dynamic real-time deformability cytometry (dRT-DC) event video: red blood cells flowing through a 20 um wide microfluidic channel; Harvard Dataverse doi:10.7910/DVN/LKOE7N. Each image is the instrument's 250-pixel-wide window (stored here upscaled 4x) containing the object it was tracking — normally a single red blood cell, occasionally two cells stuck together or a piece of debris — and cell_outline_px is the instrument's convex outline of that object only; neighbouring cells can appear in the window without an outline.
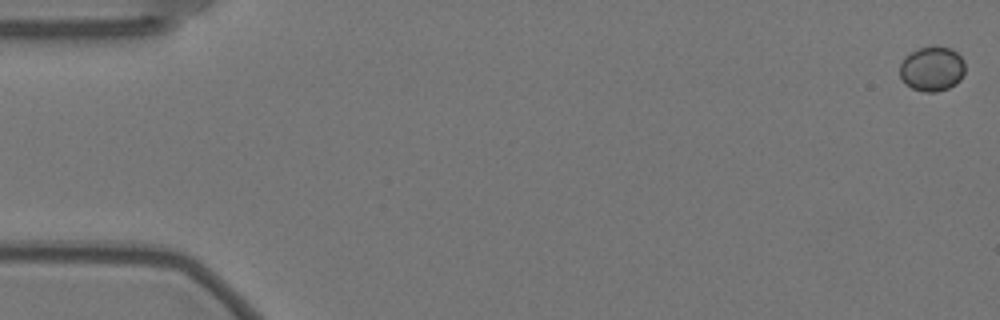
{"species": "Egyptian fruit bat (a non-hibernating species)", "species_latin": "Rousettus aegyptiacus", "temperature_condition": "warm", "stored_images_in_passage": 58, "camera_frame_rate_fps": 3000, "um_per_image_px": 0.085, "animal": {"sex": "female"}, "frame": {"image": 1, "passage_image": 1, "time_ms": 0.0, "image_size_px": [1000, 320], "cell_outline_px": [[964, 76], [956, 84], [948, 88], [936, 92], [924, 92], [912, 88], [904, 84], [900, 76], [900, 64], [904, 56], [920, 48], [932, 44], [952, 48], [964, 60]], "centroid_in_image_um": [79.22, 5.83], "position_along_channel_um": 5.8, "area_um2": 17.4}}
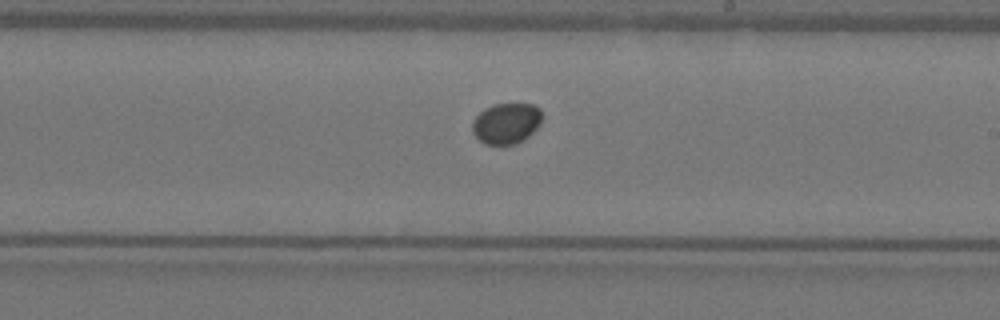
{"frame": {"image": 2, "passage_image": 34, "time_ms": 11.0, "image_size_px": [1000, 320], "cell_outline_px": [[544, 116], [540, 124], [524, 140], [516, 144], [484, 144], [472, 132], [472, 120], [484, 108], [492, 104], [532, 104], [540, 108]], "centroid_in_image_um": [43.05, 10.47], "position_along_channel_um": 246.0, "area_um2": 16.76}}
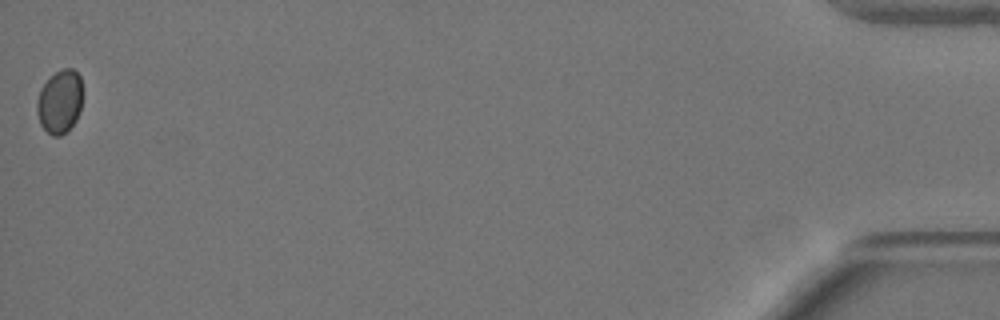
{"frame": {"image": 3, "passage_image": 58, "time_ms": 19.0, "image_size_px": [1000, 320], "cell_outline_px": [[84, 96], [80, 112], [76, 120], [68, 132], [60, 136], [52, 136], [40, 124], [36, 112], [36, 100], [40, 88], [56, 72], [64, 68], [72, 68], [80, 76], [84, 92]], "centroid_in_image_um": [5.11, 8.66], "position_along_channel_um": 430.1, "area_um2": 17.4}}